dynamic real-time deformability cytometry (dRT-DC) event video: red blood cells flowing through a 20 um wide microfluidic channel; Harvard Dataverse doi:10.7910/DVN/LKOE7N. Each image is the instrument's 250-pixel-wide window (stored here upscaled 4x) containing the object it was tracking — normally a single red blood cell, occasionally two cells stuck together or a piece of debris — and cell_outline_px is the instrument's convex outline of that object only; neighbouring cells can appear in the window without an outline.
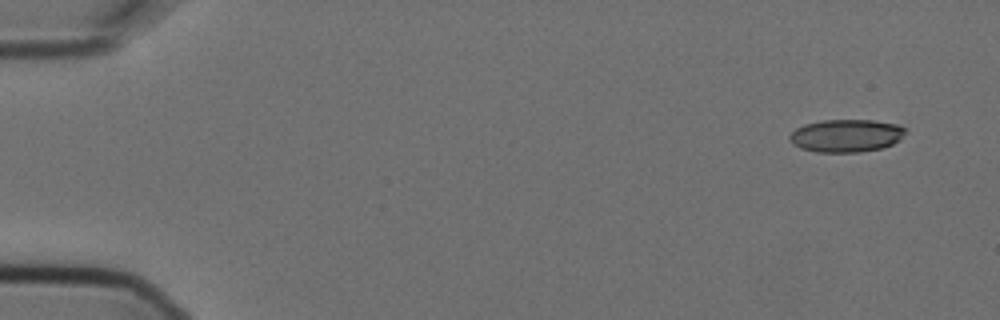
{"species": "Egyptian fruit bat (a non-hibernating species)", "species_latin": "Rousettus aegyptiacus", "temperature_condition": "cold", "stored_images_in_passage": 4, "camera_frame_rate_fps": 3000, "um_per_image_px": 0.085, "animal": {"sex": "female"}, "frame": {"image": 1, "passage_image": 1, "time_ms": 0.0, "image_size_px": [1000, 320], "cell_outline_px": [[908, 128], [900, 140], [892, 144], [880, 148], [860, 152], [816, 152], [800, 148], [792, 144], [788, 140], [788, 136], [796, 128], [804, 124], [820, 120], [872, 120], [900, 124]], "centroid_in_image_um": [71.92, 11.52], "position_along_channel_um": 13.1, "area_um2": 22.43}}
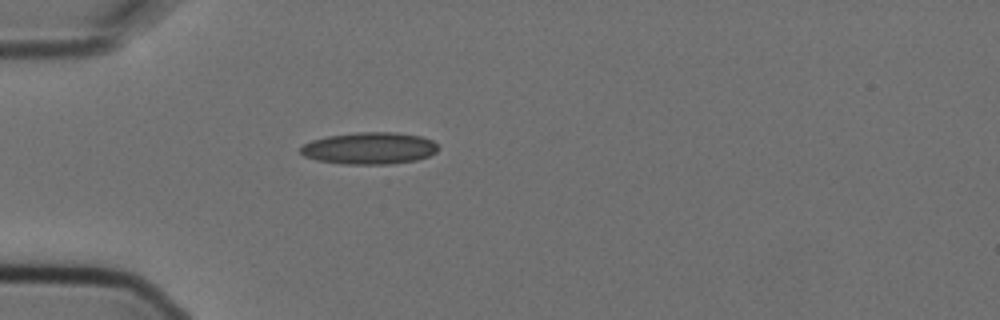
{"frame": {"image": 2, "passage_image": 4, "time_ms": 1.0, "image_size_px": [1000, 320], "cell_outline_px": [[440, 148], [436, 152], [428, 156], [416, 160], [388, 164], [344, 164], [316, 160], [304, 156], [300, 152], [300, 148], [304, 144], [312, 140], [328, 136], [356, 132], [396, 132], [420, 136], [432, 140]], "centroid_in_image_um": [31.4, 12.6], "position_along_channel_um": 53.6, "area_um2": 25.61}}